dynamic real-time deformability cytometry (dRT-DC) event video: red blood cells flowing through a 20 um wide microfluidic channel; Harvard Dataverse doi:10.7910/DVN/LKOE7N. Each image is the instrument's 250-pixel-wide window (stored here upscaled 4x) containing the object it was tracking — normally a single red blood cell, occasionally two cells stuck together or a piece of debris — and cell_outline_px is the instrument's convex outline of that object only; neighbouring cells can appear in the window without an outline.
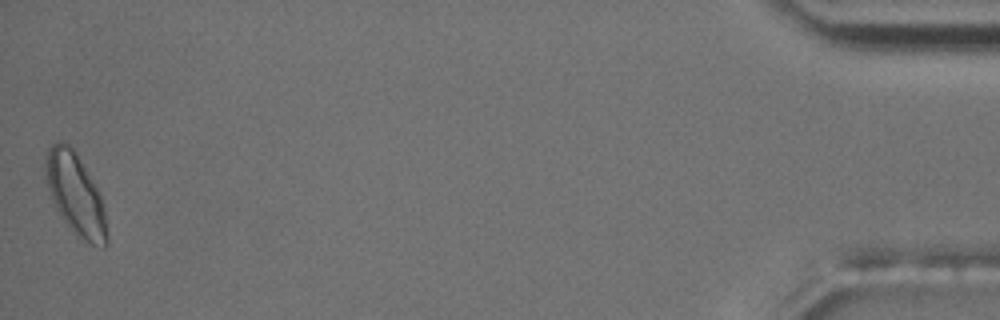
{"species": "common noctule bat (a hibernating species)", "species_latin": "Nyctalus noctula", "temperature_condition": "room temperature", "stored_images_in_passage": 56, "camera_frame_rate_fps": 3000, "um_per_image_px": 0.085, "animal": {"sex": "male", "body_mass_g": 17.5, "forearm_length_mm": 52.3}, "frame": {"image": 1, "passage_image": 56, "time_ms": 18.333, "image_size_px": [1000, 320], "cell_outline_px": [[108, 244], [104, 248], [92, 244], [84, 240], [72, 232], [56, 208], [52, 200], [48, 184], [48, 148], [52, 144], [60, 140], [68, 144], [72, 148], [96, 188], [100, 196], [104, 212], [108, 236]], "centroid_in_image_um": [6.45, 16.6], "position_along_channel_um": 428.7, "area_um2": 27.86}, "authors_computed_cell_mechanics": {"area_um2": 21.6172, "velocity_mm_per_s": 3.6516, "shape_relaxation_time_tau1_ms": 6.3809, "shape_relaxation_time_tau2_ms": 1.573, "deformation_change_tau1": 0.1204, "deformation_change_tau2": 0.0536}}